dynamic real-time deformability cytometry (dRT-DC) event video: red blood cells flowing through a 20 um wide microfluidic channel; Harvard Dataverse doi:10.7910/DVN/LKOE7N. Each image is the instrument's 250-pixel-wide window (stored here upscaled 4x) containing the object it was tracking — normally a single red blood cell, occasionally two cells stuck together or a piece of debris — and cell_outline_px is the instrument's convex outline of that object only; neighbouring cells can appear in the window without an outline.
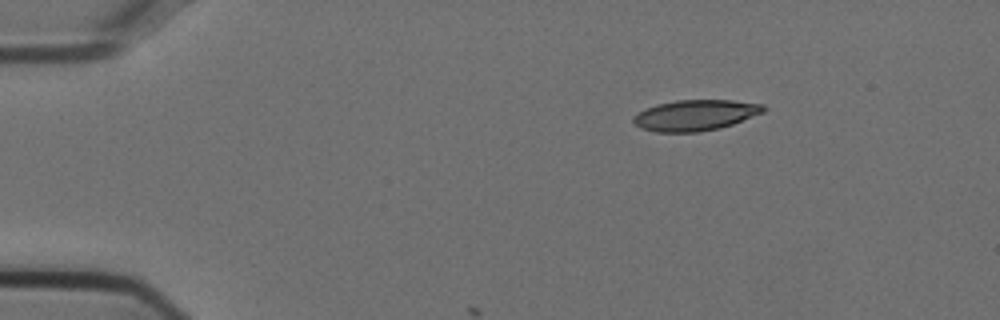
{"species": "Egyptian fruit bat (a non-hibernating species)", "species_latin": "Rousettus aegyptiacus", "temperature_condition": "cold", "stored_images_in_passage": 9, "camera_frame_rate_fps": 3000, "um_per_image_px": 0.085, "animal": {"sex": "female"}, "frame": {"image": 1, "passage_image": 1, "time_ms": 0.0, "image_size_px": [1000, 320], "cell_outline_px": [[768, 108], [764, 112], [732, 124], [720, 128], [700, 132], [656, 132], [640, 128], [632, 120], [644, 108], [656, 104], [676, 100], [732, 100], [764, 104]], "centroid_in_image_um": [59.13, 9.79], "position_along_channel_um": 25.9, "area_um2": 23.41}}